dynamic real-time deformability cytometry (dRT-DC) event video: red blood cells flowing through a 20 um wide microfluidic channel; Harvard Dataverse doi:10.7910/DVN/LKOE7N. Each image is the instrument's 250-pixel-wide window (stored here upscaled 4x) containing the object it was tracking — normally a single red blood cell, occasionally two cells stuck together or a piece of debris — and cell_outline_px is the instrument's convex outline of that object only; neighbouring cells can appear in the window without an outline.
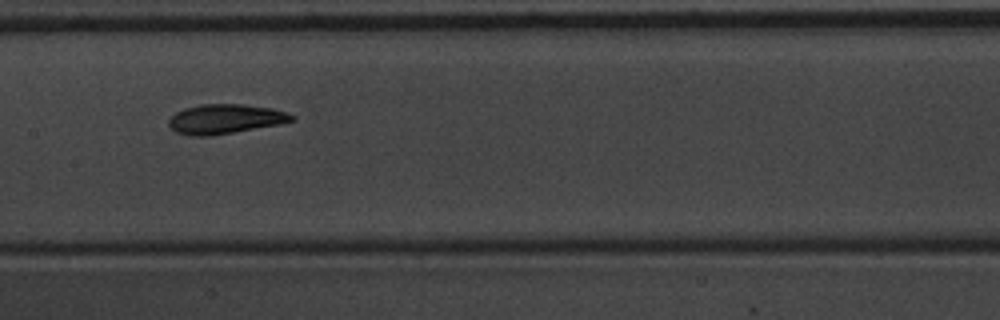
{"species": "common noctule bat (a hibernating species)", "species_latin": "Nyctalus noctula", "temperature_condition": "warm", "stored_images_in_passage": 11, "camera_frame_rate_fps": 3000, "um_per_image_px": 0.085, "animal": {"sex": "male", "body_mass_g": 20.1, "forearm_length_mm": 53.5}, "frame": {"image": 1, "passage_image": 4, "time_ms": 1.0, "image_size_px": [1000, 320], "cell_outline_px": [[296, 120], [280, 124], [212, 136], [188, 136], [176, 132], [168, 124], [168, 120], [176, 112], [184, 108], [200, 104], [244, 104], [272, 108], [288, 112], [296, 116]], "centroid_in_image_um": [19.16, 10.11], "position_along_channel_um": 188.2, "area_um2": 21.44}}
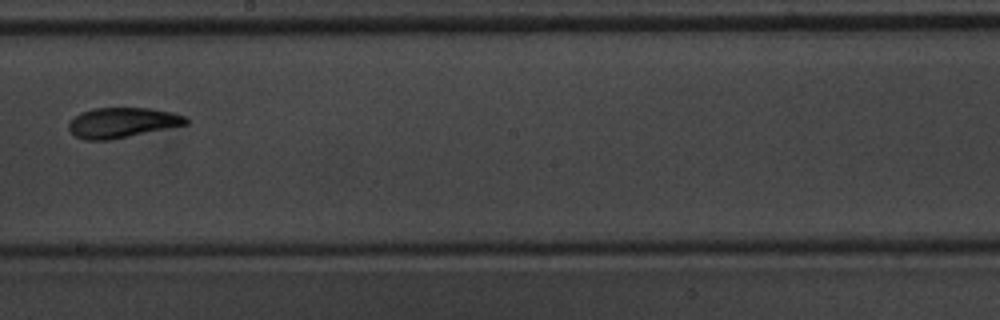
{"frame": {"image": 2, "passage_image": 5, "time_ms": 1.333, "image_size_px": [1000, 320], "cell_outline_px": [[188, 124], [108, 140], [84, 140], [76, 136], [68, 128], [68, 124], [76, 116], [84, 112], [96, 108], [148, 108], [172, 112], [184, 116], [188, 120]], "centroid_in_image_um": [10.4, 10.42], "position_along_channel_um": 237.8, "area_um2": 20.17}}
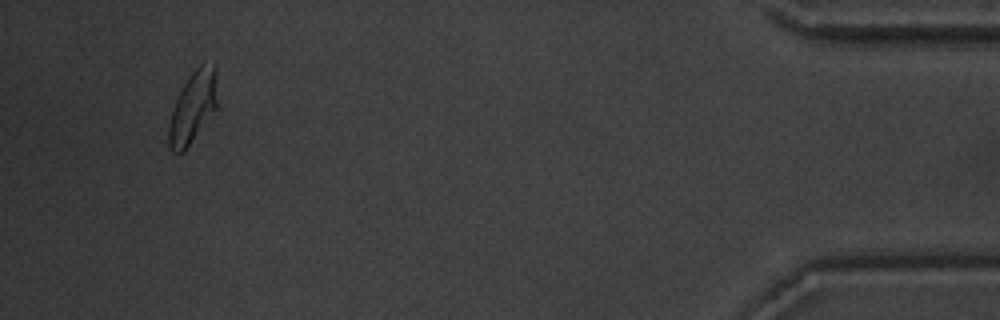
{"frame": {"image": 3, "passage_image": 10, "time_ms": 3.0, "image_size_px": [1000, 320], "cell_outline_px": [[216, 108], [184, 152], [176, 156], [168, 148], [168, 124], [176, 100], [188, 76], [200, 64], [216, 64]], "centroid_in_image_um": [16.36, 9.16], "position_along_channel_um": 418.8, "area_um2": 20.17}}